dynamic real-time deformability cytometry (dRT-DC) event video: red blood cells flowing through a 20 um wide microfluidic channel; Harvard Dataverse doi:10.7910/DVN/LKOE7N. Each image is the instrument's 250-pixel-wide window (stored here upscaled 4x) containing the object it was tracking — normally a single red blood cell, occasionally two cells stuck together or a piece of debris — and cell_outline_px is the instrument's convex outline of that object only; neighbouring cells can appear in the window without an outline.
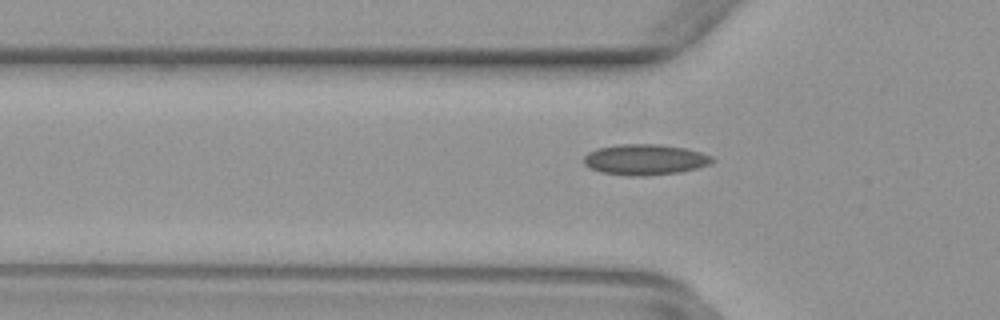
{"species": "common noctule bat (a hibernating species)", "species_latin": "Nyctalus noctula", "temperature_condition": "warm", "stored_images_in_passage": 27, "camera_frame_rate_fps": 3000, "um_per_image_px": 0.085, "animal": {"sex": "female", "body_mass_g": 29.2, "forearm_length_mm": 56.3}, "frame": {"image": 1, "passage_image": 2, "time_ms": 0.333, "image_size_px": [1000, 320], "cell_outline_px": [[712, 160], [708, 164], [696, 168], [680, 172], [644, 176], [632, 176], [600, 172], [584, 164], [584, 156], [588, 152], [596, 148], [616, 144], [660, 144], [684, 148], [700, 152], [712, 156]], "centroid_in_image_um": [54.78, 13.56], "position_along_channel_um": 71.0, "area_um2": 22.89}}
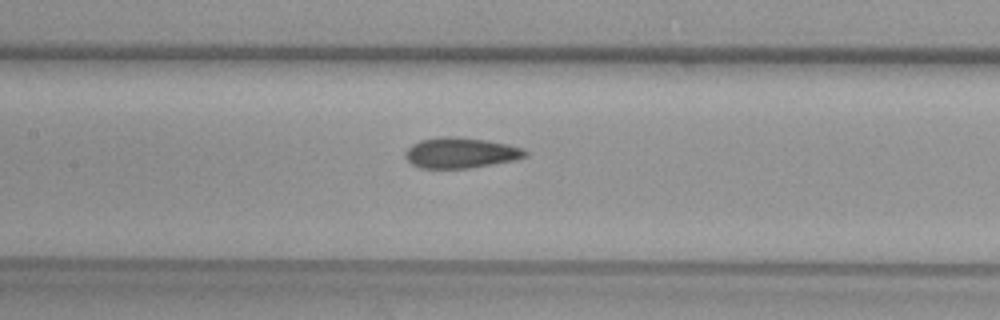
{"frame": {"image": 2, "passage_image": 9, "time_ms": 2.667, "image_size_px": [1000, 320], "cell_outline_px": [[528, 156], [512, 160], [468, 168], [420, 168], [412, 164], [404, 156], [404, 152], [412, 144], [420, 140], [440, 136], [460, 136], [488, 140], [508, 144], [524, 148], [528, 152]], "centroid_in_image_um": [39.15, 12.97], "position_along_channel_um": 168.3, "area_um2": 21.5}}
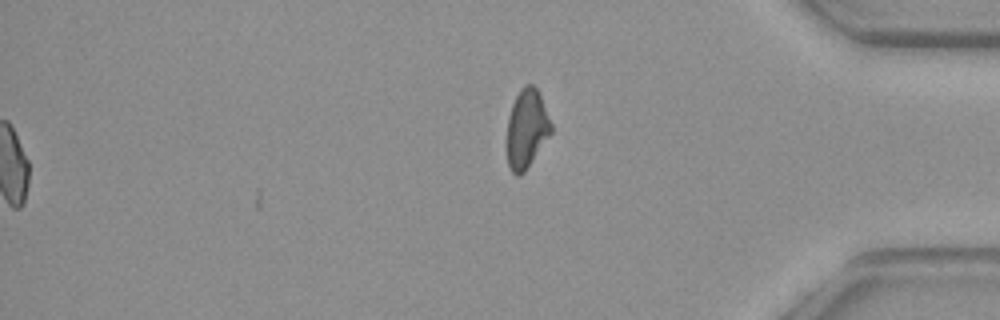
{"frame": {"image": 3, "passage_image": 27, "time_ms": 8.667, "image_size_px": [1000, 320], "cell_outline_px": [[552, 132], [524, 172], [520, 176], [516, 176], [512, 172], [508, 164], [504, 144], [504, 140], [508, 116], [512, 104], [520, 88], [524, 84], [532, 84], [536, 88], [540, 96], [552, 124]], "centroid_in_image_um": [44.71, 10.97], "position_along_channel_um": 390.5, "area_um2": 20.75}}